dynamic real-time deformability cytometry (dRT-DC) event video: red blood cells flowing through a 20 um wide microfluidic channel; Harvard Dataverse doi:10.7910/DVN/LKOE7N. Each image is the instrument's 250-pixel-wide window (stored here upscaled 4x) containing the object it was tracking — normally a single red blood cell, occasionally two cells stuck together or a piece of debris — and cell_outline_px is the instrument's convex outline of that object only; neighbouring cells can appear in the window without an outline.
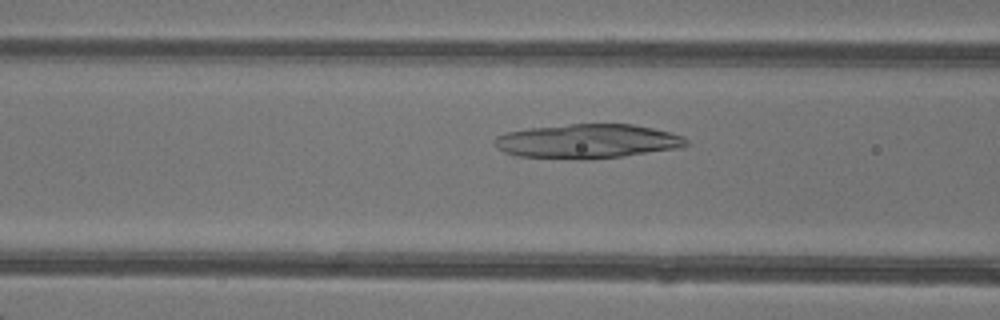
{"species": "common noctule bat (a hibernating species)", "species_latin": "Nyctalus noctula", "temperature_condition": "warm", "stored_images_in_passage": 48, "camera_frame_rate_fps": 3000, "um_per_image_px": 0.085, "animal": {"sex": "female"}, "frame": {"image": 1, "passage_image": 20, "time_ms": 6.333, "image_size_px": [1000, 320], "cell_outline_px": [[688, 144], [676, 148], [624, 156], [584, 160], [580, 160], [520, 156], [504, 152], [496, 148], [492, 144], [492, 140], [496, 136], [508, 132], [528, 128], [568, 124], [632, 124], [672, 132], [684, 136], [688, 140]], "centroid_in_image_um": [49.89, 12.01], "position_along_channel_um": 116.7, "area_um2": 38.49}}
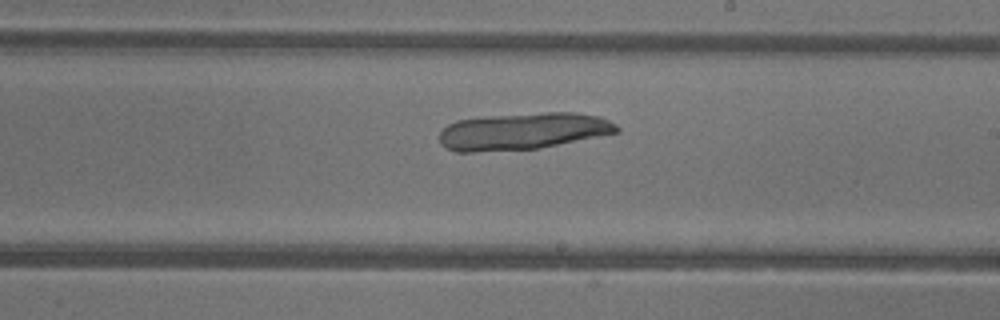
{"frame": {"image": 2, "passage_image": 29, "time_ms": 9.333, "image_size_px": [1000, 320], "cell_outline_px": [[620, 132], [540, 148], [472, 152], [456, 152], [440, 144], [440, 132], [448, 124], [456, 120], [480, 116], [544, 112], [576, 112], [600, 116], [616, 124], [620, 128]], "centroid_in_image_um": [44.45, 11.14], "position_along_channel_um": 244.5, "area_um2": 38.49}}
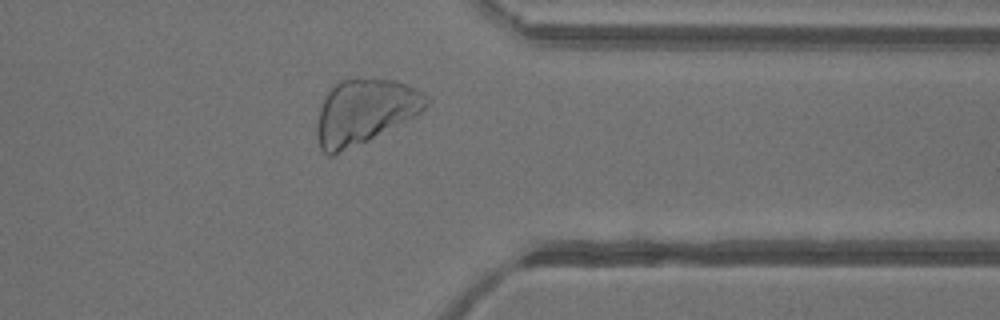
{"frame": {"image": 3, "passage_image": 39, "time_ms": 12.667, "image_size_px": [1000, 320], "cell_outline_px": [[432, 100], [416, 116], [368, 140], [332, 156], [328, 156], [320, 148], [316, 132], [316, 124], [320, 108], [324, 96], [340, 80], [356, 76], [396, 80], [408, 84], [424, 92]], "centroid_in_image_um": [31.01, 9.44], "position_along_channel_um": 380.4, "area_um2": 41.85}}